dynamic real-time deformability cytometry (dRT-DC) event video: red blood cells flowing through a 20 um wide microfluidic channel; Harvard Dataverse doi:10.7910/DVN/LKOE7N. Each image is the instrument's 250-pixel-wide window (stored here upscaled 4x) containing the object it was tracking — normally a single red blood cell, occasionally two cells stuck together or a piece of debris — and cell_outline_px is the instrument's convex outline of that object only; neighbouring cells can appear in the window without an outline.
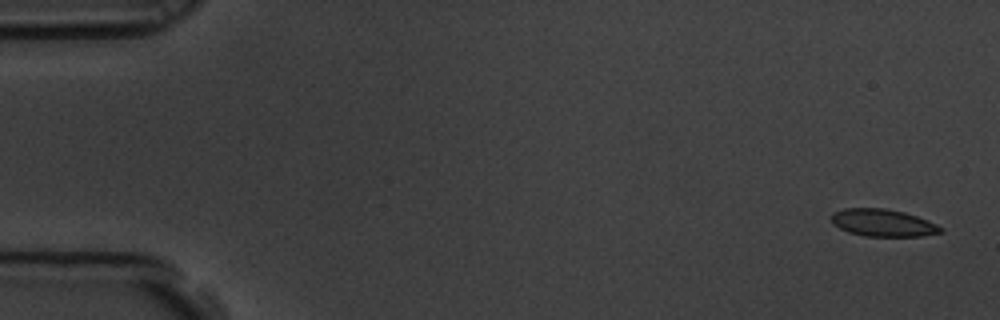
{"species": "common noctule bat (a hibernating species)", "species_latin": "Nyctalus noctula", "temperature_condition": "room temperature", "stored_images_in_passage": 7, "camera_frame_rate_fps": 3000, "um_per_image_px": 0.085, "animal": {"sex": "male", "body_mass_g": 19.5, "forearm_length_mm": 54.6}, "frame": {"image": 1, "passage_image": 1, "time_ms": 0.0, "image_size_px": [1000, 320], "cell_outline_px": [[944, 232], [920, 236], [864, 236], [848, 232], [832, 224], [832, 212], [844, 208], [884, 208], [904, 212], [916, 216], [936, 224], [944, 228]], "centroid_in_image_um": [75.04, 18.94], "position_along_channel_um": 10.0, "area_um2": 17.4}}
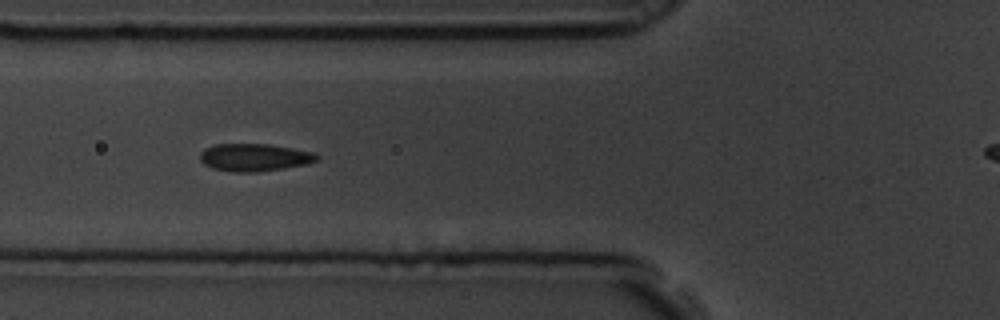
{"frame": {"image": 2, "passage_image": 6, "time_ms": 1.667, "image_size_px": [1000, 320], "cell_outline_px": [[320, 156], [316, 160], [304, 164], [284, 168], [256, 172], [232, 172], [212, 168], [204, 164], [200, 160], [200, 152], [204, 148], [216, 144], [268, 144], [292, 148], [312, 152]], "centroid_in_image_um": [21.57, 13.38], "position_along_channel_um": 104.2, "area_um2": 18.67}}
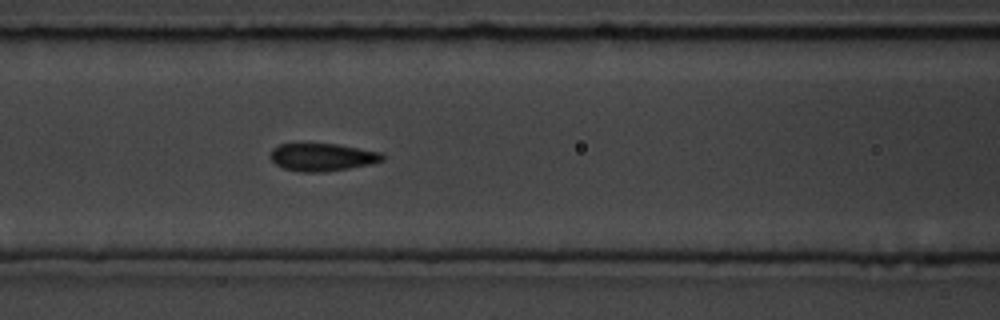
{"frame": {"image": 3, "passage_image": 7, "time_ms": 2.0, "image_size_px": [1000, 320], "cell_outline_px": [[384, 160], [372, 164], [324, 172], [300, 172], [284, 168], [276, 164], [268, 156], [272, 148], [280, 144], [336, 144], [384, 152]], "centroid_in_image_um": [27.41, 13.35], "position_along_channel_um": 139.2, "area_um2": 18.21}}